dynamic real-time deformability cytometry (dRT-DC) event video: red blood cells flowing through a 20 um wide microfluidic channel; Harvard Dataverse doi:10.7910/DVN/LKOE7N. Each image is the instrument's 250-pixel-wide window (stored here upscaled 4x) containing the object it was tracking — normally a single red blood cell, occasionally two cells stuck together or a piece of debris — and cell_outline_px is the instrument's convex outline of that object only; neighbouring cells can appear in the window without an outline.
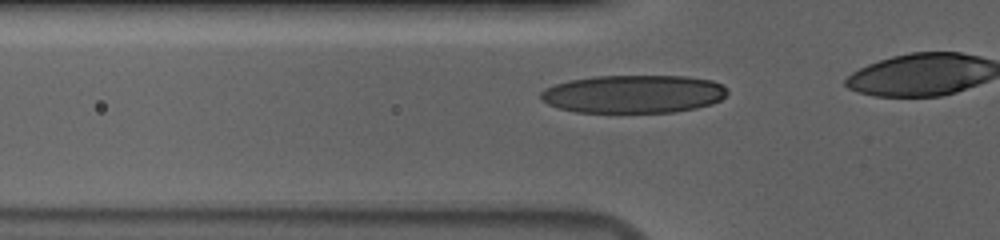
{"species": "human", "species_latin": "Homo sapiens", "temperature_condition": "cold", "stored_images_in_passage": 19, "camera_frame_rate_fps": 3000, "um_per_image_px": 0.085, "donor": {"sex": "male"}, "frame": {"image": 1, "passage_image": 13, "time_ms": 4.0, "image_size_px": [1000, 240], "cell_outline_px": [[728, 92], [720, 100], [712, 104], [696, 108], [676, 112], [576, 112], [560, 108], [548, 104], [540, 100], [540, 92], [544, 88], [568, 80], [592, 76], [688, 76], [712, 80], [728, 88]], "centroid_in_image_um": [53.84, 7.98], "position_along_channel_um": 72.0, "area_um2": 41.67}}
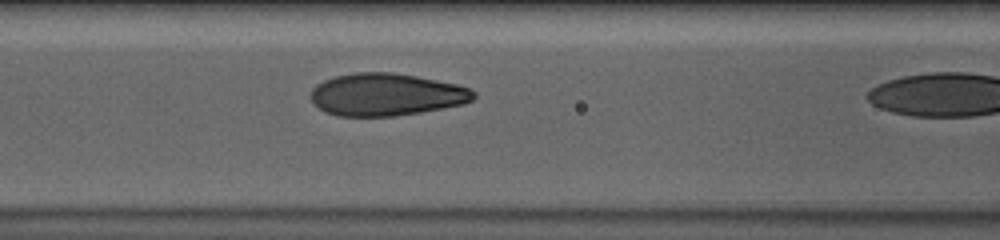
{"frame": {"image": 2, "passage_image": 18, "time_ms": 5.667, "image_size_px": [1000, 240], "cell_outline_px": [[476, 96], [472, 100], [464, 104], [420, 112], [392, 116], [336, 116], [324, 112], [312, 104], [308, 96], [312, 88], [316, 84], [324, 80], [336, 76], [356, 72], [392, 72], [416, 76], [456, 84], [468, 88], [476, 92]], "centroid_in_image_um": [32.77, 8.04], "position_along_channel_um": 133.8, "area_um2": 40.52}}